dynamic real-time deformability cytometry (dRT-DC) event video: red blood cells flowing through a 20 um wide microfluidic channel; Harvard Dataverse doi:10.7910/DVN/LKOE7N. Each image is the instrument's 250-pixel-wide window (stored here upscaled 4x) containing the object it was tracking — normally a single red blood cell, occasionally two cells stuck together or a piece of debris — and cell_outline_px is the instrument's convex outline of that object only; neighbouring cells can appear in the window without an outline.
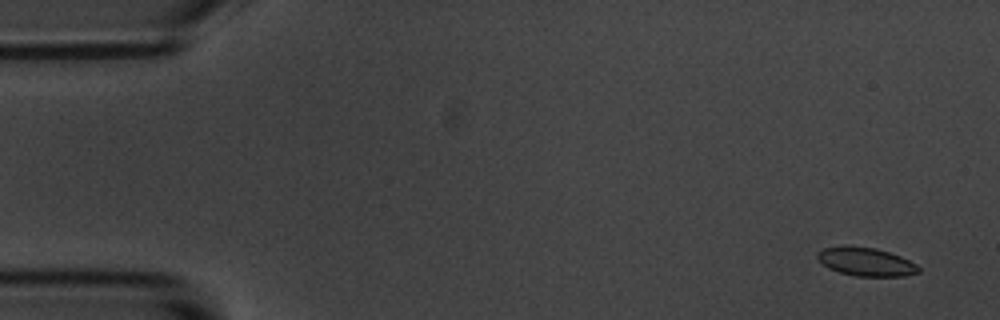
{"species": "common noctule bat (a hibernating species)", "species_latin": "Nyctalus noctula", "temperature_condition": "room temperature", "stored_images_in_passage": 5, "camera_frame_rate_fps": 3000, "um_per_image_px": 0.085, "animal": {"sex": "male", "body_mass_g": 20.1, "forearm_length_mm": 53.5}, "frame": {"image": 1, "passage_image": 1, "time_ms": 0.0, "image_size_px": [1000, 320], "cell_outline_px": [[920, 272], [904, 276], [856, 276], [840, 272], [828, 268], [816, 256], [816, 252], [824, 248], [876, 248], [900, 256], [916, 264], [920, 268]], "centroid_in_image_um": [73.65, 22.29], "position_along_channel_um": 11.3, "area_um2": 16.13}}
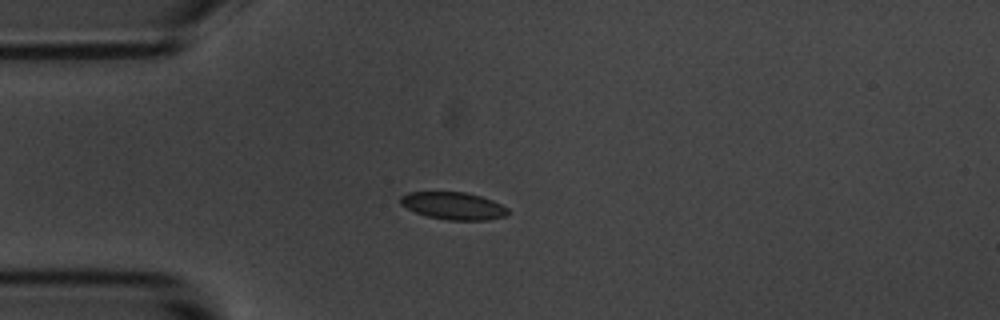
{"frame": {"image": 2, "passage_image": 4, "time_ms": 4.0, "image_size_px": [1000, 320], "cell_outline_px": [[508, 216], [488, 220], [448, 220], [428, 216], [416, 212], [400, 204], [400, 196], [408, 192], [464, 192], [480, 196], [492, 200], [508, 208]], "centroid_in_image_um": [38.56, 17.5], "position_along_channel_um": 46.4, "area_um2": 17.11}}
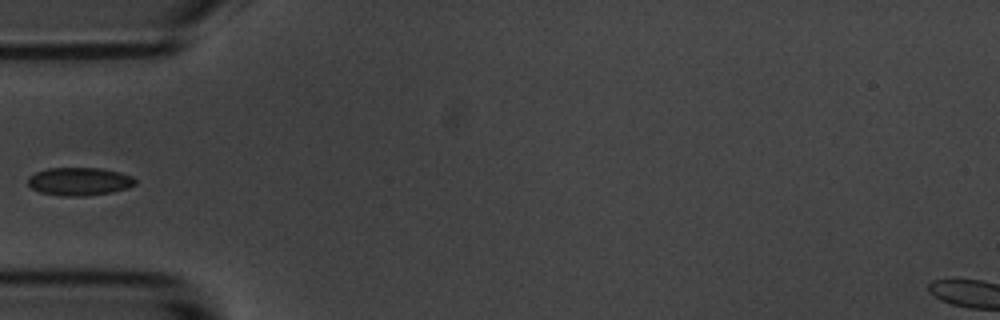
{"frame": {"image": 3, "passage_image": 5, "time_ms": 5.333, "image_size_px": [1000, 320], "cell_outline_px": [[136, 184], [128, 188], [112, 192], [84, 196], [64, 196], [40, 192], [32, 188], [28, 184], [28, 176], [36, 172], [48, 168], [100, 168], [120, 172], [132, 176], [136, 180]], "centroid_in_image_um": [6.76, 15.42], "position_along_channel_um": 78.2, "area_um2": 17.57}}